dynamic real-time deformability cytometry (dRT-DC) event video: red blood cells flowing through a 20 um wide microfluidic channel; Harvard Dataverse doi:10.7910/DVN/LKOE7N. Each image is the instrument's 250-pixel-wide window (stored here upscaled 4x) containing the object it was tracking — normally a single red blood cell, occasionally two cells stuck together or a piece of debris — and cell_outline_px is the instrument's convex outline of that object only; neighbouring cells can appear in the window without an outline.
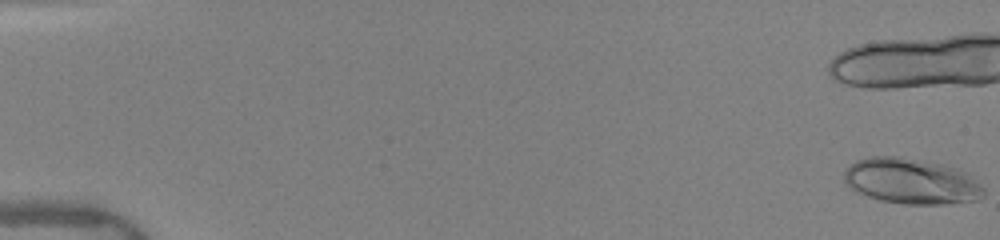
{"species": "human", "species_latin": "Homo sapiens", "temperature_condition": "warm", "stored_images_in_passage": 21, "camera_frame_rate_fps": 3000, "um_per_image_px": 0.085, "donor": {"sex": "female"}, "frame": {"image": 1, "passage_image": 1, "time_ms": 0.0, "image_size_px": [1000, 240], "cell_outline_px": [[984, 196], [976, 200], [944, 204], [904, 204], [880, 200], [856, 192], [844, 180], [844, 172], [856, 160], [872, 156], [900, 156], [940, 164], [956, 168], [968, 172], [984, 188]], "centroid_in_image_um": [77.49, 15.4], "position_along_channel_um": 7.5, "area_um2": 37.05}}